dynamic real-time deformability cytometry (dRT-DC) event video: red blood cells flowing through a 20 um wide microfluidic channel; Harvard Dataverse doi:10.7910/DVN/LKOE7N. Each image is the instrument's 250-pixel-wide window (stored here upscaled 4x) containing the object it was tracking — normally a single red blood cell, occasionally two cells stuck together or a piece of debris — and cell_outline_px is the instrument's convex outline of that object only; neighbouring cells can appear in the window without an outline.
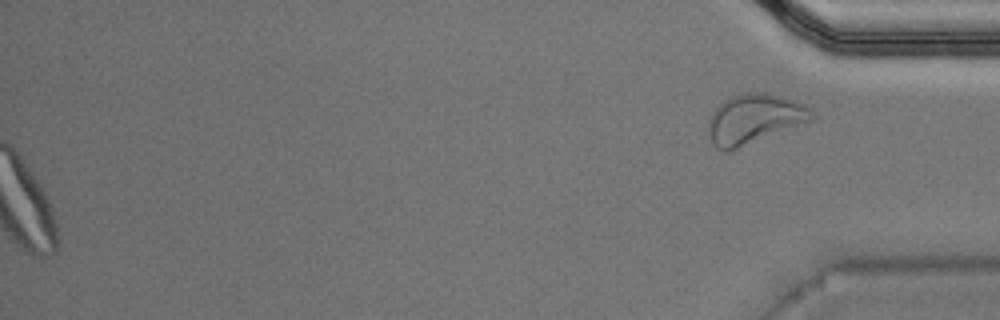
{"species": "Egyptian fruit bat (a non-hibernating species)", "species_latin": "Rousettus aegyptiacus", "temperature_condition": "warm", "stored_images_in_passage": 50, "segment_of_instrument_passage": [2, 2], "camera_frame_rate_fps": 3000, "um_per_image_px": 0.085, "animal": {"sex": "male"}, "frame": {"image": 1, "passage_image": 50, "time_ms": 16.333, "image_size_px": [1000, 320], "cell_outline_px": [[816, 116], [812, 120], [728, 152], [724, 152], [716, 148], [712, 144], [708, 132], [708, 120], [712, 112], [724, 100], [732, 96], [748, 92], [764, 92], [796, 100], [804, 104]], "centroid_in_image_um": [64.08, 10.11], "position_along_channel_um": 371.1, "area_um2": 29.88}}